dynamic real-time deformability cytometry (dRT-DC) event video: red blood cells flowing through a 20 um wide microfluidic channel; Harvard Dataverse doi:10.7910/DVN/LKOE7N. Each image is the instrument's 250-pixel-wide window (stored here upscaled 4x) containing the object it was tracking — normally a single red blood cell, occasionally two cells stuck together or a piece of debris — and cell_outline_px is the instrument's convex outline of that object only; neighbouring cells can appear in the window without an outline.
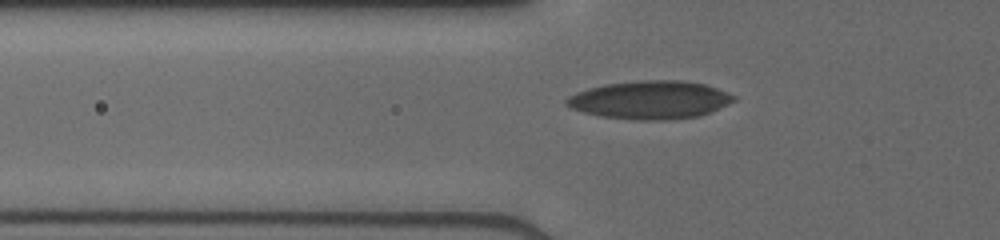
{"species": "human", "species_latin": "Homo sapiens", "temperature_condition": "cold", "stored_images_in_passage": 37, "camera_frame_rate_fps": 3000, "um_per_image_px": 0.085, "donor": {"sex": "male"}, "frame": {"image": 1, "passage_image": 5, "time_ms": 1.333, "image_size_px": [1000, 240], "cell_outline_px": [[736, 100], [728, 104], [708, 112], [696, 116], [664, 120], [636, 120], [600, 116], [584, 112], [572, 108], [564, 104], [564, 100], [568, 96], [576, 92], [588, 88], [604, 84], [636, 80], [684, 80], [704, 84], [728, 92], [736, 96]], "centroid_in_image_um": [55.22, 8.48], "position_along_channel_um": 70.6, "area_um2": 37.22}}
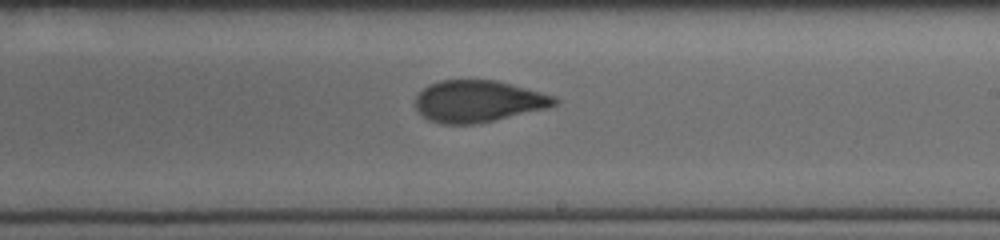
{"frame": {"image": 2, "passage_image": 18, "time_ms": 5.667, "image_size_px": [1000, 240], "cell_outline_px": [[560, 104], [548, 108], [476, 124], [440, 124], [428, 120], [416, 108], [416, 96], [428, 84], [440, 80], [496, 80], [556, 96], [560, 100]], "centroid_in_image_um": [40.68, 8.61], "position_along_channel_um": 248.3, "area_um2": 33.99}}
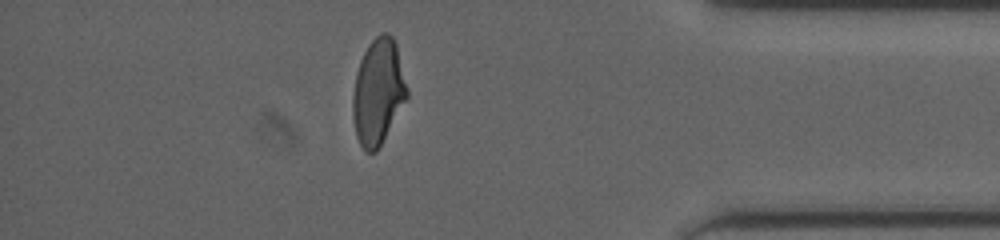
{"frame": {"image": 3, "passage_image": 31, "time_ms": 10.0, "image_size_px": [1000, 240], "cell_outline_px": [[408, 96], [376, 152], [364, 152], [356, 136], [352, 116], [352, 96], [356, 72], [360, 60], [368, 44], [380, 32], [388, 32], [392, 36], [396, 44], [408, 88]], "centroid_in_image_um": [32.12, 7.79], "position_along_channel_um": 403.1, "area_um2": 33.47}}